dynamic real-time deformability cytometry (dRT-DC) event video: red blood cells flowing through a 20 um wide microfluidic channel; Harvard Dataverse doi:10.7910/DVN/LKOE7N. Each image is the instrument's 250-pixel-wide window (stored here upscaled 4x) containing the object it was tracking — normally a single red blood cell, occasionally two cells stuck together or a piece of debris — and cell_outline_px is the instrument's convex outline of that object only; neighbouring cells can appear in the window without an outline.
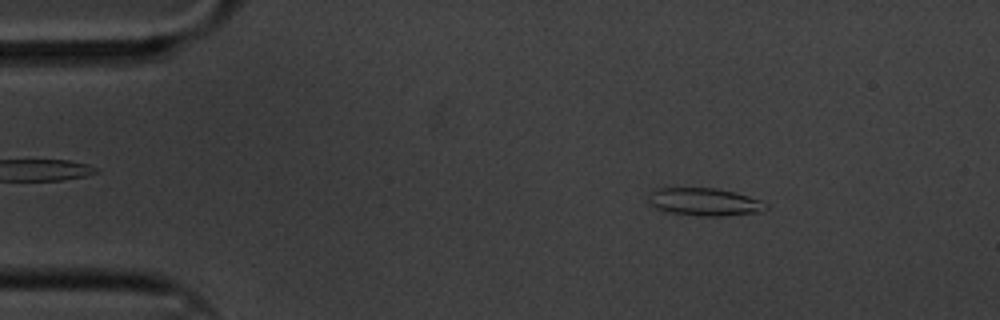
{"species": "common noctule bat (a hibernating species)", "species_latin": "Nyctalus noctula", "temperature_condition": "cold", "stored_images_in_passage": 59, "camera_frame_rate_fps": 3000, "um_per_image_px": 0.085, "animal": {"sex": "male", "body_mass_g": 20.1, "forearm_length_mm": 53.5}, "frame": {"image": 1, "passage_image": 8, "time_ms": 2.333, "image_size_px": [1000, 320], "cell_outline_px": [[768, 208], [760, 212], [724, 216], [700, 216], [672, 212], [656, 208], [648, 204], [648, 200], [652, 192], [656, 188], [716, 188], [732, 192], [760, 200]], "centroid_in_image_um": [59.86, 17.16], "position_along_channel_um": 25.1, "area_um2": 18.67}}
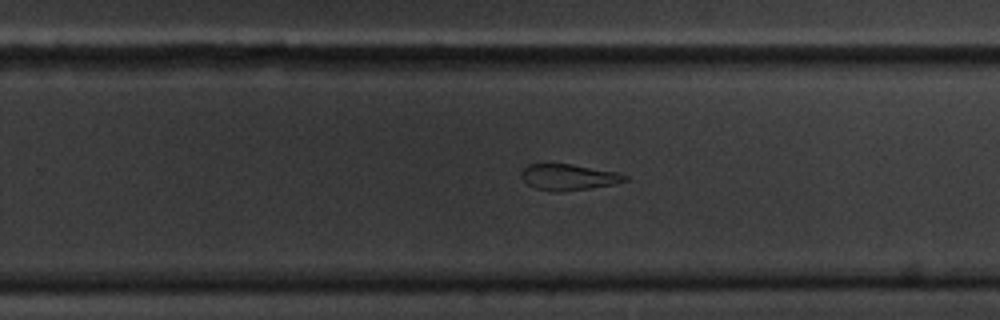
{"frame": {"image": 2, "passage_image": 37, "time_ms": 12.0, "image_size_px": [1000, 320], "cell_outline_px": [[628, 180], [616, 184], [560, 192], [552, 192], [536, 188], [528, 184], [524, 180], [520, 172], [528, 164], [568, 164], [616, 172], [628, 176]], "centroid_in_image_um": [48.32, 15.06], "position_along_channel_um": 281.5, "area_um2": 15.55}}
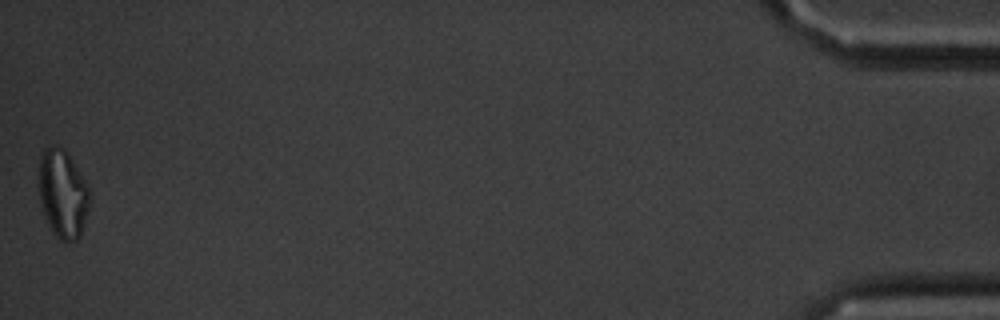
{"frame": {"image": 3, "passage_image": 59, "time_ms": 19.333, "image_size_px": [1000, 320], "cell_outline_px": [[92, 200], [80, 236], [76, 240], [60, 240], [52, 232], [44, 216], [40, 200], [40, 156], [44, 148], [56, 144], [60, 144], [64, 148], [88, 184], [92, 192]], "centroid_in_image_um": [5.38, 16.45], "position_along_channel_um": 429.8, "area_um2": 26.47}, "authors_computed_cell_mechanics": {"area_um2": 18.207, "velocity_mm_per_s": 3.3102, "shape_relaxation_time_tau1_ms": 3.7959, "shape_relaxation_time_tau2_ms": 2.6581, "deformation_change_tau1": 0.1604, "deformation_change_tau2": 0.1263}}